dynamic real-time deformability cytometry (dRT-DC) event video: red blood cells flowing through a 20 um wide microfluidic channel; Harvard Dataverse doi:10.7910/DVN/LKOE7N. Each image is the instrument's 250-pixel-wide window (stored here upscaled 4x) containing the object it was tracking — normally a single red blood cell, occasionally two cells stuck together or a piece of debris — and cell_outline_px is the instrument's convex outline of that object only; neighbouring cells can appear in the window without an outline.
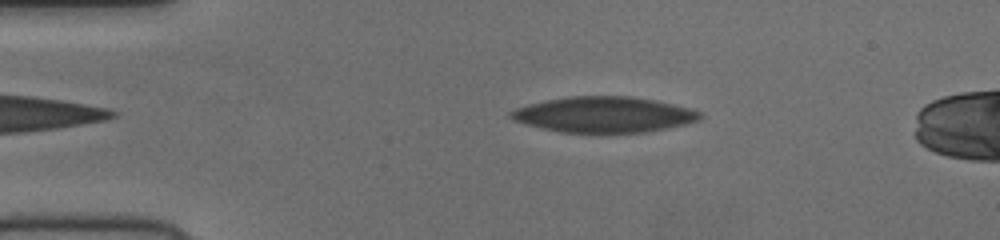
{"species": "human", "species_latin": "Homo sapiens", "temperature_condition": "cold", "stored_images_in_passage": 49, "camera_frame_rate_fps": 3000, "um_per_image_px": 0.085, "donor": {"sex": "female"}, "frame": {"image": 1, "passage_image": 7, "time_ms": 2.0, "image_size_px": [1000, 240], "cell_outline_px": [[704, 116], [700, 120], [684, 124], [644, 132], [560, 132], [512, 120], [508, 116], [508, 112], [516, 108], [528, 104], [544, 100], [568, 96], [632, 96], [656, 100], [692, 108], [704, 112]], "centroid_in_image_um": [51.36, 9.72], "position_along_channel_um": 33.6, "area_um2": 39.42}}
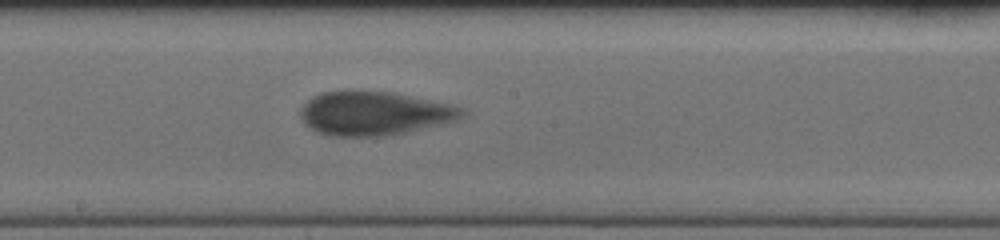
{"frame": {"image": 2, "passage_image": 25, "time_ms": 8.0, "image_size_px": [1000, 240], "cell_outline_px": [[468, 112], [456, 120], [440, 124], [404, 132], [384, 136], [332, 136], [316, 132], [304, 124], [300, 116], [300, 108], [312, 96], [320, 92], [392, 92], [456, 104]], "centroid_in_image_um": [31.82, 9.64], "position_along_channel_um": 216.4, "area_um2": 41.15}}
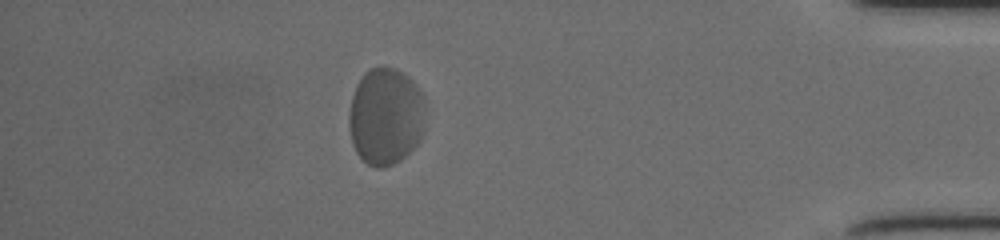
{"frame": {"image": 3, "passage_image": 43, "time_ms": 14.0, "image_size_px": [1000, 240], "cell_outline_px": [[424, 96], [420, 140], [400, 160], [392, 164], [380, 168], [376, 168], [368, 164], [356, 152], [352, 144], [348, 124], [348, 112], [352, 96], [356, 84], [364, 72], [380, 64], [396, 68], [408, 76], [416, 84]], "centroid_in_image_um": [32.73, 9.84], "position_along_channel_um": 402.5, "area_um2": 43.47}}